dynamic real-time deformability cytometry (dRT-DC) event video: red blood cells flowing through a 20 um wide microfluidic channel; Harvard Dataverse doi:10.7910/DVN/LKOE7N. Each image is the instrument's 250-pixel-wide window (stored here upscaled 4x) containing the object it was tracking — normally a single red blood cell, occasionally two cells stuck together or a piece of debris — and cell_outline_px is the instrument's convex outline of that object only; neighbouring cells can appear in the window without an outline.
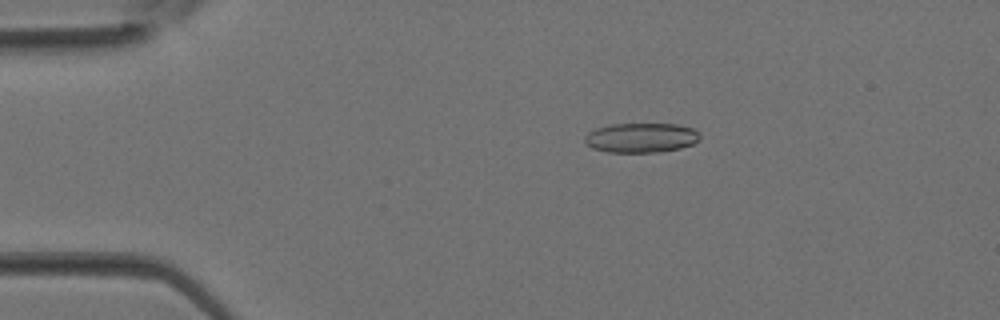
{"species": "Egyptian fruit bat (a non-hibernating species)", "species_latin": "Rousettus aegyptiacus", "temperature_condition": "room temperature", "stored_images_in_passage": 3, "camera_frame_rate_fps": 3000, "um_per_image_px": 0.085, "animal": {"sex": "female"}, "frame": {"image": 1, "passage_image": 2, "time_ms": 0.333, "image_size_px": [1000, 320], "cell_outline_px": [[700, 140], [692, 144], [680, 148], [660, 152], [608, 152], [592, 148], [584, 140], [584, 136], [588, 132], [596, 128], [612, 124], [676, 124], [692, 128], [700, 136]], "centroid_in_image_um": [54.48, 11.71], "position_along_channel_um": 30.5, "area_um2": 19.83}}